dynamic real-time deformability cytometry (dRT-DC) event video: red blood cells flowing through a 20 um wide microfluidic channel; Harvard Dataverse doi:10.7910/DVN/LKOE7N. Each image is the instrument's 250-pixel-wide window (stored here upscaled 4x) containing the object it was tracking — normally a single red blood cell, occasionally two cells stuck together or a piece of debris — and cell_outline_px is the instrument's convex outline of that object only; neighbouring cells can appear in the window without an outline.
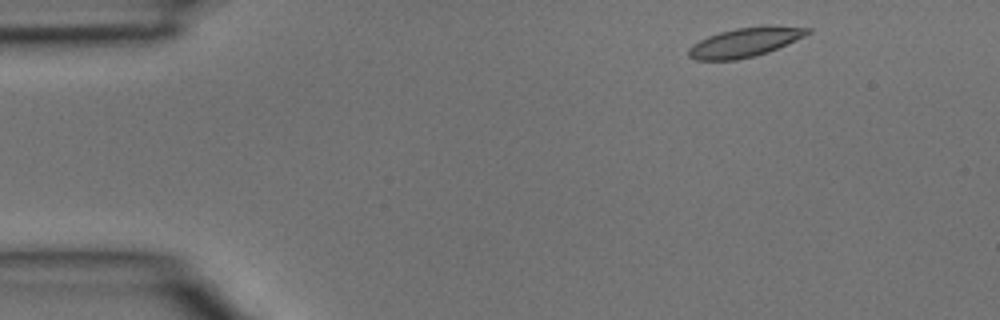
{"species": "common noctule bat (a hibernating species)", "species_latin": "Nyctalus noctula", "temperature_condition": "room temperature", "stored_images_in_passage": 3, "camera_frame_rate_fps": 3000, "um_per_image_px": 0.085, "animal": {"sex": "male", "body_mass_g": 15.6}, "frame": {"image": 1, "passage_image": 1, "time_ms": 0.0, "image_size_px": [1000, 320], "cell_outline_px": [[812, 32], [804, 36], [768, 52], [736, 60], [696, 60], [688, 56], [688, 48], [692, 44], [708, 36], [720, 32], [736, 28], [812, 28]], "centroid_in_image_um": [63.21, 3.64], "position_along_channel_um": 21.8, "area_um2": 19.31}}
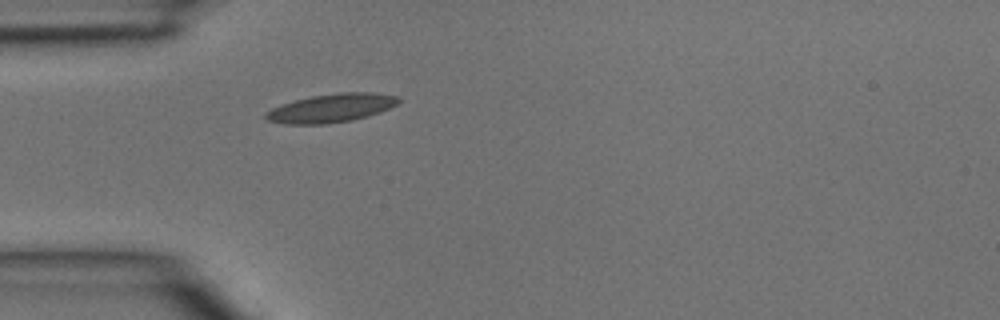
{"frame": {"image": 2, "passage_image": 3, "time_ms": 0.667, "image_size_px": [1000, 320], "cell_outline_px": [[400, 100], [396, 104], [380, 112], [368, 116], [352, 120], [324, 124], [288, 124], [268, 120], [264, 116], [264, 112], [280, 104], [312, 96], [340, 92], [372, 92], [396, 96]], "centroid_in_image_um": [28.13, 9.18], "position_along_channel_um": 56.9, "area_um2": 21.91}}